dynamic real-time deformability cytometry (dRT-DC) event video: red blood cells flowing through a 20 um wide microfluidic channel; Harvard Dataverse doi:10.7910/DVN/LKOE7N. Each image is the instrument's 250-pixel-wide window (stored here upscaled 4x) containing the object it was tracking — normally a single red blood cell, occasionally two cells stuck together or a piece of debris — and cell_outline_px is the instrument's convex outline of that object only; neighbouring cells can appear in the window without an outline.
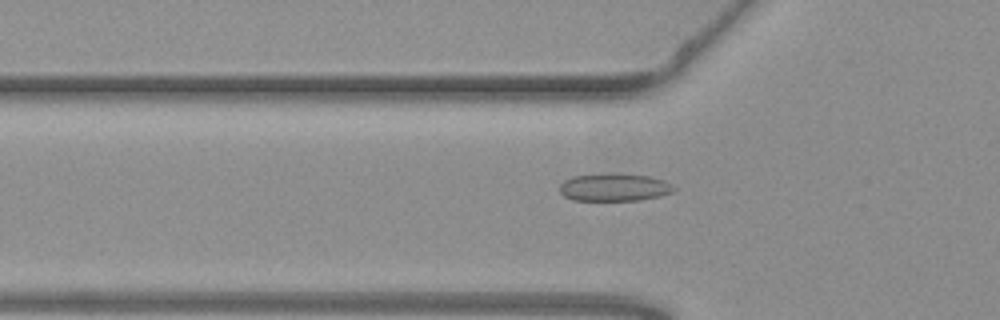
{"species": "common noctule bat (a hibernating species)", "species_latin": "Nyctalus noctula", "temperature_condition": "warm", "stored_images_in_passage": 56, "camera_frame_rate_fps": 3000, "um_per_image_px": 0.085, "animal": {"sex": "female", "body_mass_g": 19.3, "forearm_length_mm": 54.1}, "frame": {"image": 1, "passage_image": 19, "time_ms": 6.0, "image_size_px": [1000, 320], "cell_outline_px": [[676, 188], [672, 192], [660, 196], [640, 200], [572, 200], [564, 196], [560, 192], [560, 184], [564, 180], [572, 176], [612, 172], [616, 172], [652, 176], [664, 180], [672, 184]], "centroid_in_image_um": [52.22, 15.89], "position_along_channel_um": 73.6, "area_um2": 18.84}}
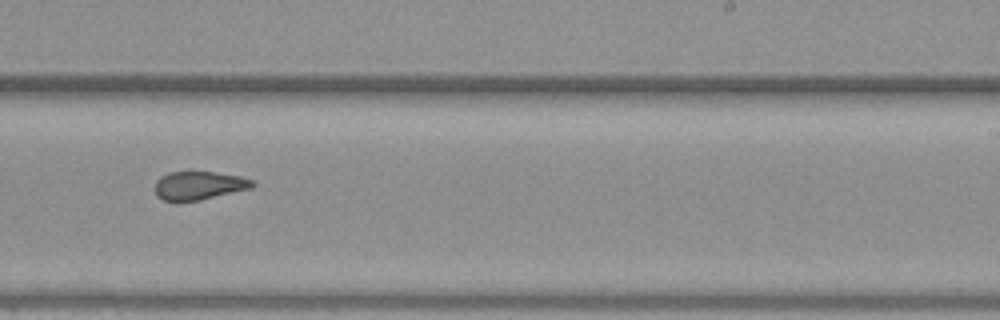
{"frame": {"image": 2, "passage_image": 35, "time_ms": 11.333, "image_size_px": [1000, 320], "cell_outline_px": [[256, 184], [252, 188], [200, 200], [180, 204], [164, 200], [156, 196], [156, 180], [160, 176], [168, 172], [212, 172], [240, 176], [252, 180]], "centroid_in_image_um": [16.87, 15.8], "position_along_channel_um": 272.1, "area_um2": 16.47}}
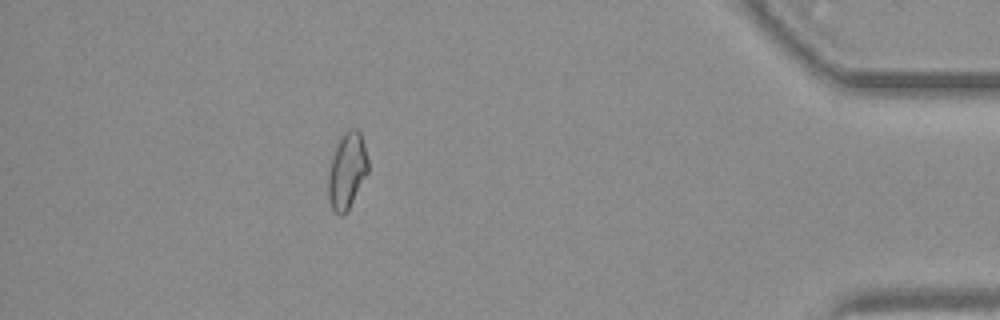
{"frame": {"image": 3, "passage_image": 50, "time_ms": 16.333, "image_size_px": [1000, 320], "cell_outline_px": [[368, 172], [348, 208], [340, 216], [332, 208], [328, 200], [328, 172], [332, 156], [336, 144], [340, 136], [348, 128], [356, 128], [360, 132], [364, 144], [368, 160]], "centroid_in_image_um": [29.48, 14.45], "position_along_channel_um": 405.7, "area_um2": 17.57}, "authors_computed_cell_mechanics": {"area_um2": 17.6001, "velocity_mm_per_s": 3.7121, "shape_relaxation_time_tau1_ms": null, "shape_relaxation_time_tau2_ms": 1.7165, "deformation_change_tau1": null, "deformation_change_tau2": 0.081}}